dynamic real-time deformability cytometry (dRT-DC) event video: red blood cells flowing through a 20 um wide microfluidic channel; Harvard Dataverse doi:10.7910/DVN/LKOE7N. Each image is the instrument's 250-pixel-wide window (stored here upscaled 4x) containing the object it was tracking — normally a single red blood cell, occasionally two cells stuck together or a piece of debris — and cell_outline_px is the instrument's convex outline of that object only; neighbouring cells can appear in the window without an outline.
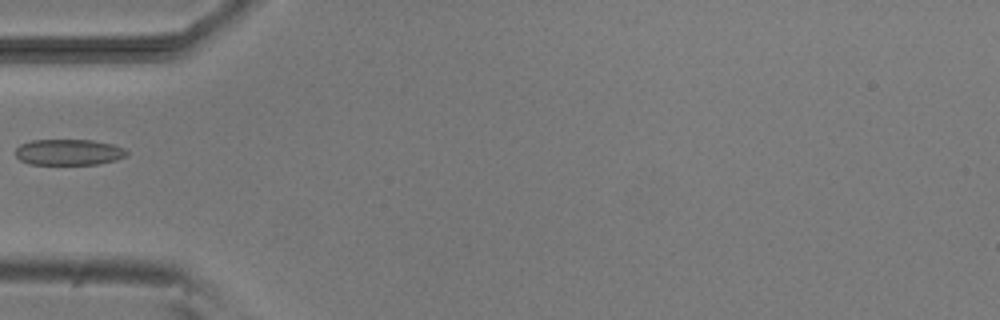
{"species": "common noctule bat (a hibernating species)", "species_latin": "Nyctalus noctula", "temperature_condition": "room temperature", "stored_images_in_passage": 5, "camera_frame_rate_fps": 3000, "um_per_image_px": 0.085, "animal": {"sex": "male", "body_mass_g": 20.5, "forearm_length_mm": 52.5}, "frame": {"image": 1, "passage_image": 5, "time_ms": 4.667, "image_size_px": [1000, 320], "cell_outline_px": [[128, 152], [124, 156], [116, 160], [100, 164], [28, 164], [20, 160], [16, 156], [16, 148], [20, 144], [32, 140], [92, 140], [112, 144], [124, 148]], "centroid_in_image_um": [5.83, 12.93], "position_along_channel_um": 79.2, "area_um2": 16.82}}